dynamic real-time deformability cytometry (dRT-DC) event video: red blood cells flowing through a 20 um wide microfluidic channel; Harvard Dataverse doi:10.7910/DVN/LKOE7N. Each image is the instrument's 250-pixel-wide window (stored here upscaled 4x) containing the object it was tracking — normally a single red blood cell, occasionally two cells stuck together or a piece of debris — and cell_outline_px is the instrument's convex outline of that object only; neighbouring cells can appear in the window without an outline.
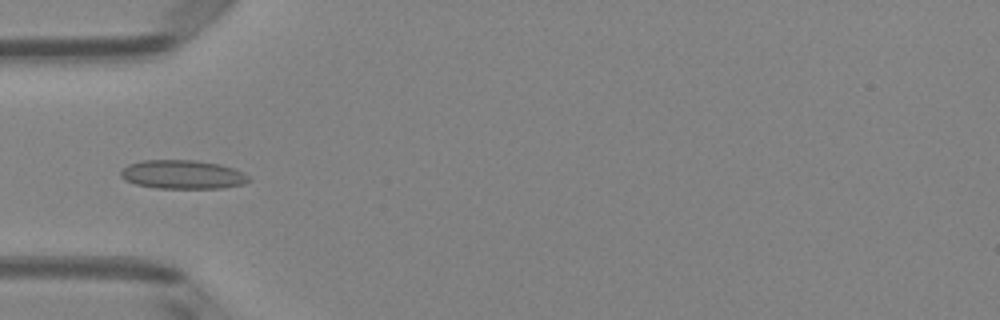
{"species": "Egyptian fruit bat (a non-hibernating species)", "species_latin": "Rousettus aegyptiacus", "temperature_condition": "room temperature", "stored_images_in_passage": 5, "camera_frame_rate_fps": 3000, "um_per_image_px": 0.085, "animal": {"sex": "female"}, "frame": {"image": 1, "passage_image": 5, "time_ms": 1.333, "image_size_px": [1000, 320], "cell_outline_px": [[252, 180], [244, 184], [220, 188], [156, 188], [136, 184], [124, 180], [120, 176], [120, 172], [128, 164], [140, 160], [196, 160], [220, 164], [232, 168], [248, 176]], "centroid_in_image_um": [15.49, 14.83], "position_along_channel_um": 69.5, "area_um2": 21.5}}